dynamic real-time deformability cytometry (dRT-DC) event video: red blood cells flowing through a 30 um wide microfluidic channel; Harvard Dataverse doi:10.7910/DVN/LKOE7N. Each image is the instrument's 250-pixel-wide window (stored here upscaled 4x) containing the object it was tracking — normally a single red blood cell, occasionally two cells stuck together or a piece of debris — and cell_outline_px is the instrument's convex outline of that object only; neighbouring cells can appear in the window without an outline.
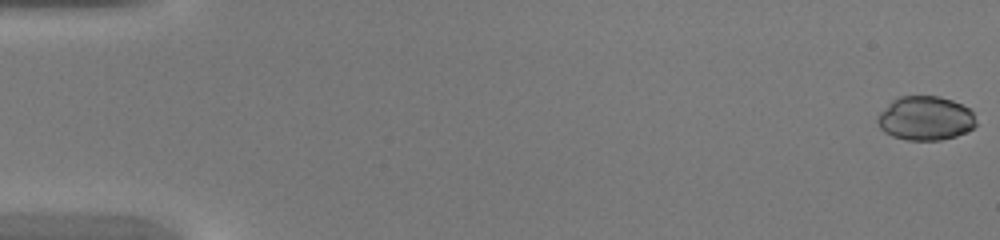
{"species": "common noctule bat (a hibernating species)", "species_latin": "Nyctalus noctula", "temperature_condition": "warm", "stored_images_in_passage": 45, "camera_frame_rate_fps": 3000, "um_per_image_px": 0.085, "animal": {"sex": "female", "body_mass_g": 20.0, "forearm_length_mm": 54.0}, "frame": {"image": 1, "passage_image": 1, "time_ms": 0.0, "image_size_px": [1000, 240], "cell_outline_px": [[976, 124], [972, 128], [956, 136], [940, 140], [908, 140], [892, 136], [884, 132], [880, 128], [876, 120], [880, 112], [892, 100], [900, 96], [940, 96], [952, 100], [968, 108], [972, 112], [976, 120]], "centroid_in_image_um": [78.64, 10.05], "position_along_channel_um": 6.4, "area_um2": 25.26}}
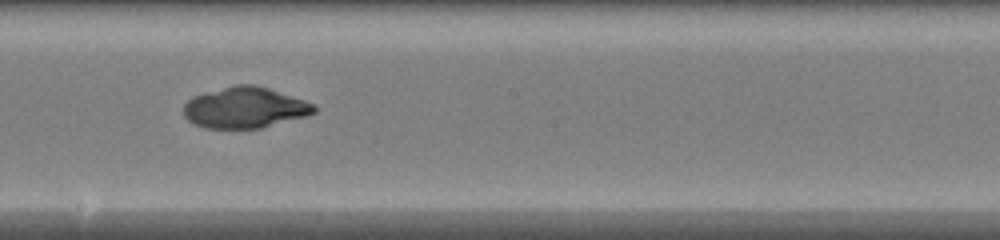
{"frame": {"image": 2, "passage_image": 26, "time_ms": 8.333, "image_size_px": [1000, 240], "cell_outline_px": [[316, 112], [308, 116], [260, 128], [204, 128], [192, 124], [184, 116], [184, 104], [192, 96], [204, 92], [236, 84], [252, 84], [268, 88], [316, 104]], "centroid_in_image_um": [20.81, 9.15], "position_along_channel_um": 227.4, "area_um2": 31.33}}
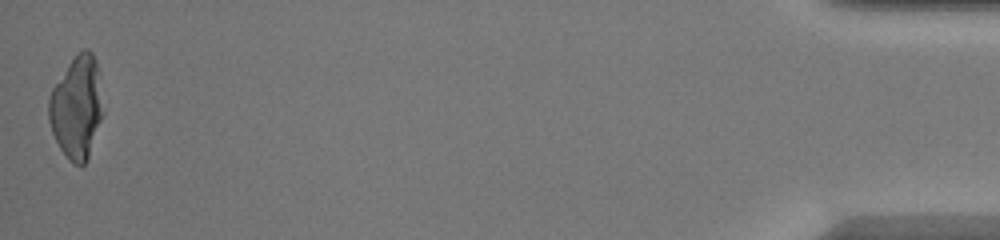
{"frame": {"image": 3, "passage_image": 45, "time_ms": 14.667, "image_size_px": [1000, 240], "cell_outline_px": [[104, 112], [88, 156], [84, 164], [72, 164], [68, 160], [60, 148], [52, 132], [48, 120], [48, 100], [52, 88], [68, 64], [84, 48], [88, 48], [92, 52], [96, 60]], "centroid_in_image_um": [6.51, 9.13], "position_along_channel_um": 428.7, "area_um2": 32.25}}